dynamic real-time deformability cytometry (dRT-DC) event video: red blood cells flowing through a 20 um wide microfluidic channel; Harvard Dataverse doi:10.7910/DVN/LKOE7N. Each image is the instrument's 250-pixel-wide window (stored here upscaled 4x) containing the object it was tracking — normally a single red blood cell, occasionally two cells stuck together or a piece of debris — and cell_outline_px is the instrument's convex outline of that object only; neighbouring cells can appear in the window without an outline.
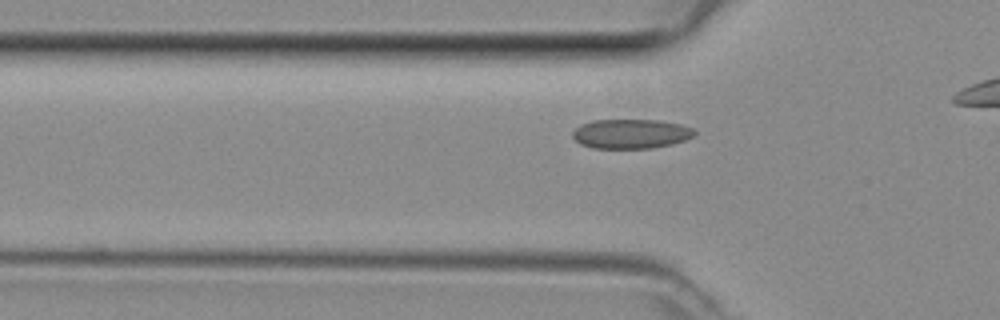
{"species": "common noctule bat (a hibernating species)", "species_latin": "Nyctalus noctula", "temperature_condition": "room temperature", "stored_images_in_passage": 25, "camera_frame_rate_fps": 3000, "um_per_image_px": 0.085, "animal": {"sex": "female", "body_mass_g": 29.2, "forearm_length_mm": 56.3}, "frame": {"image": 1, "passage_image": 8, "time_ms": 2.333, "image_size_px": [1000, 320], "cell_outline_px": [[696, 132], [692, 136], [684, 140], [672, 144], [652, 148], [592, 148], [580, 144], [572, 136], [572, 132], [580, 124], [592, 120], [656, 120], [680, 124], [692, 128]], "centroid_in_image_um": [53.59, 11.37], "position_along_channel_um": 72.2, "area_um2": 20.87}}
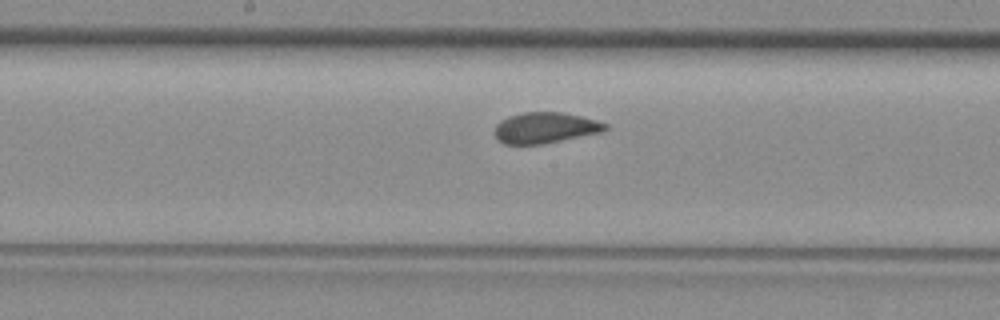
{"frame": {"image": 2, "passage_image": 17, "time_ms": 5.333, "image_size_px": [1000, 320], "cell_outline_px": [[608, 128], [604, 132], [540, 144], [504, 144], [496, 136], [496, 124], [500, 120], [508, 116], [520, 112], [564, 112], [596, 120], [608, 124]], "centroid_in_image_um": [46.37, 10.85], "position_along_channel_um": 201.8, "area_um2": 19.88}}
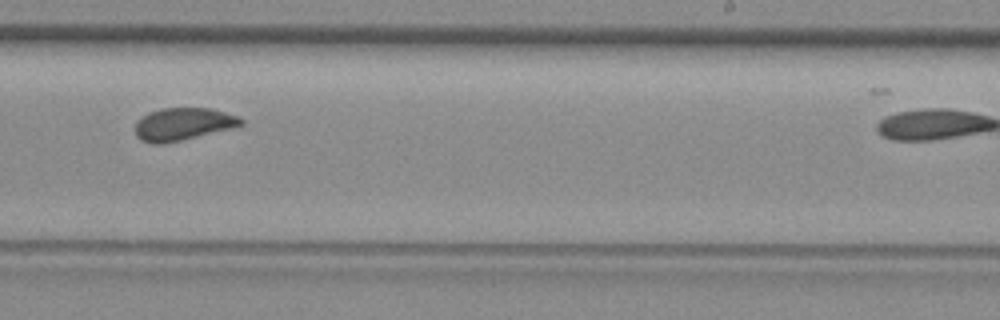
{"frame": {"image": 3, "passage_image": 22, "time_ms": 7.0, "image_size_px": [1000, 320], "cell_outline_px": [[244, 124], [232, 128], [180, 140], [160, 144], [156, 144], [140, 140], [136, 136], [136, 120], [140, 116], [148, 112], [160, 108], [212, 108], [236, 116], [244, 120]], "centroid_in_image_um": [15.52, 10.53], "position_along_channel_um": 273.5, "area_um2": 20.0}}